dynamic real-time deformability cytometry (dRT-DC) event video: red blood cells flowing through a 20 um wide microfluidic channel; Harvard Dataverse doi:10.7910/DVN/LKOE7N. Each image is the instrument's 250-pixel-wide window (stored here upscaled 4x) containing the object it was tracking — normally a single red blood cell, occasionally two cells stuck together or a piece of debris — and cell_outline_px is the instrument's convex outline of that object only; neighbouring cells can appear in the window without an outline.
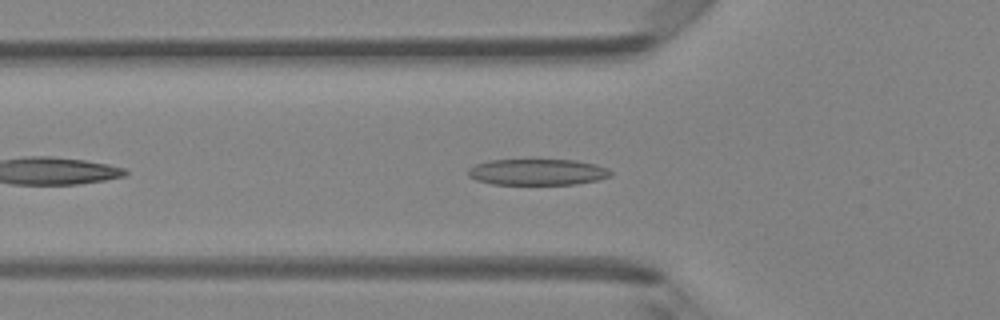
{"species": "Egyptian fruit bat (a non-hibernating species)", "species_latin": "Rousettus aegyptiacus", "temperature_condition": "room temperature", "stored_images_in_passage": 37, "camera_frame_rate_fps": 3000, "um_per_image_px": 0.085, "animal": {"sex": "female"}, "frame": {"image": 1, "passage_image": 6, "time_ms": 1.667, "image_size_px": [1000, 320], "cell_outline_px": [[612, 176], [596, 180], [576, 184], [492, 184], [476, 180], [468, 176], [468, 168], [476, 164], [488, 160], [576, 160], [596, 164], [608, 168], [612, 172]], "centroid_in_image_um": [45.69, 14.62], "position_along_channel_um": 80.1, "area_um2": 21.79}}
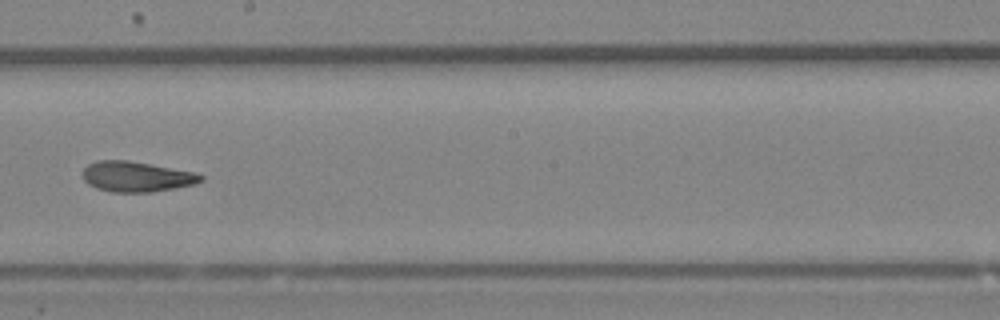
{"frame": {"image": 2, "passage_image": 17, "time_ms": 5.333, "image_size_px": [1000, 320], "cell_outline_px": [[204, 180], [196, 184], [152, 192], [112, 192], [96, 188], [88, 184], [84, 180], [80, 172], [88, 164], [96, 160], [128, 160], [196, 172], [204, 176]], "centroid_in_image_um": [11.59, 15.01], "position_along_channel_um": 236.6, "area_um2": 21.15}}
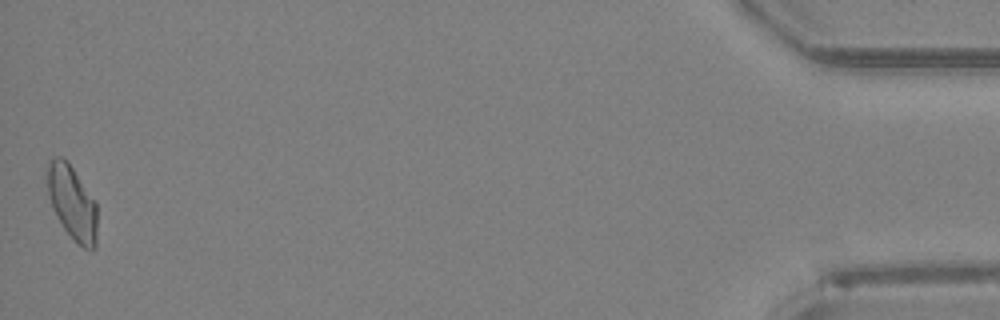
{"frame": {"image": 3, "passage_image": 37, "time_ms": 12.0, "image_size_px": [1000, 320], "cell_outline_px": [[96, 248], [92, 252], [84, 248], [64, 228], [52, 208], [48, 196], [48, 160], [56, 156], [60, 156], [72, 168], [96, 200]], "centroid_in_image_um": [6.15, 17.24], "position_along_channel_um": 429.0, "area_um2": 21.21}, "authors_computed_cell_mechanics": {"area_um2": 21.1548, "velocity_mm_per_s": 4.2705, "shape_relaxation_time_tau1_ms": 3.6883, "shape_relaxation_time_tau2_ms": 2.102, "deformation_change_tau1": 0.15, "deformation_change_tau2": 0.0998}}